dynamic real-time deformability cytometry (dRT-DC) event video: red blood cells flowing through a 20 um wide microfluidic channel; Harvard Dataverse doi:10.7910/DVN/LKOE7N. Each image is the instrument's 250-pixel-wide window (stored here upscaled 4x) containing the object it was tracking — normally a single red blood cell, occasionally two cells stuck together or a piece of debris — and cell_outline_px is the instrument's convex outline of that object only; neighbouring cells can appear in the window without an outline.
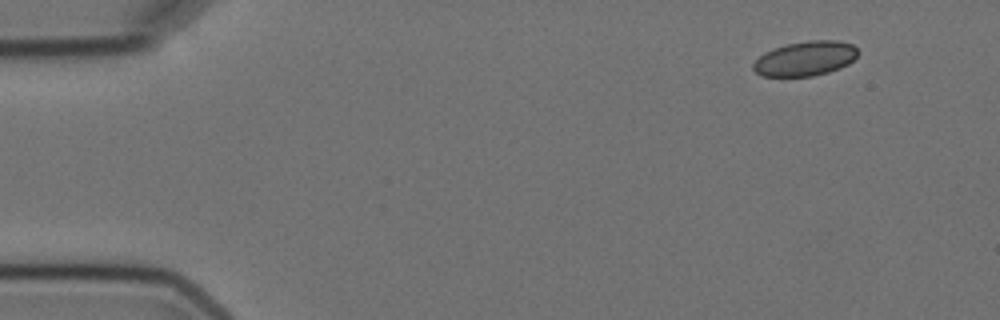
{"species": "Egyptian fruit bat (a non-hibernating species)", "species_latin": "Rousettus aegyptiacus", "temperature_condition": "cold", "stored_images_in_passage": 4, "camera_frame_rate_fps": 3000, "um_per_image_px": 0.085, "animal": {"sex": "female"}, "frame": {"image": 1, "passage_image": 1, "time_ms": 0.0, "image_size_px": [1000, 320], "cell_outline_px": [[860, 52], [848, 64], [840, 68], [828, 72], [812, 76], [760, 76], [752, 68], [752, 64], [764, 52], [772, 48], [788, 44], [812, 40], [836, 40], [852, 44]], "centroid_in_image_um": [68.44, 4.97], "position_along_channel_um": 16.6, "area_um2": 21.1}}
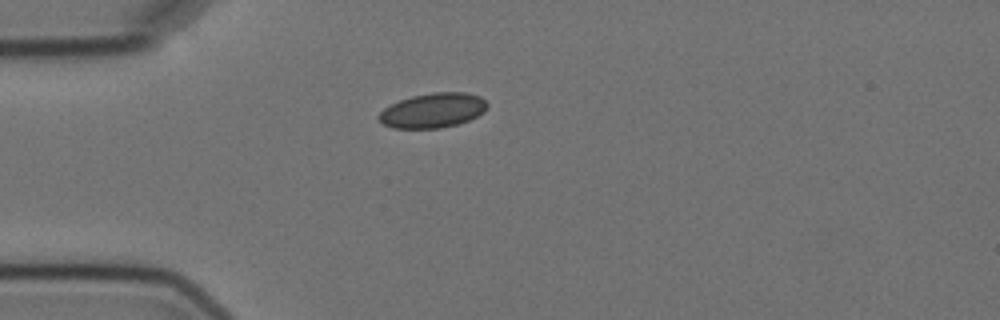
{"frame": {"image": 2, "passage_image": 4, "time_ms": 3.333, "image_size_px": [1000, 320], "cell_outline_px": [[488, 104], [484, 112], [468, 120], [456, 124], [440, 128], [392, 128], [384, 124], [376, 116], [384, 108], [400, 100], [412, 96], [432, 92], [464, 92], [480, 96]], "centroid_in_image_um": [36.78, 9.38], "position_along_channel_um": 48.2, "area_um2": 21.79}}